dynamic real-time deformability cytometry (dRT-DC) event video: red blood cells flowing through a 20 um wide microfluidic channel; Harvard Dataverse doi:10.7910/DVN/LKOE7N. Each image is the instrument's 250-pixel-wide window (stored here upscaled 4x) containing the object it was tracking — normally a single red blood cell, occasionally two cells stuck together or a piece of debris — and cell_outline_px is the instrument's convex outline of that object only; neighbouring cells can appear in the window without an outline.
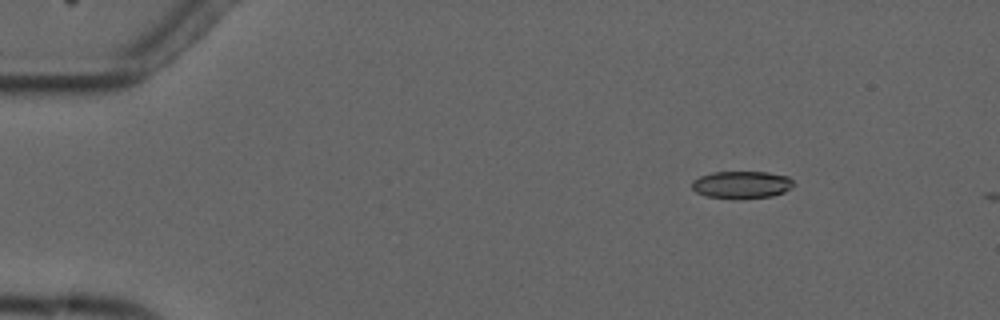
{"species": "common noctule bat (a hibernating species)", "species_latin": "Nyctalus noctula", "temperature_condition": "cold", "stored_images_in_passage": 3, "camera_frame_rate_fps": 3000, "um_per_image_px": 0.085, "animal": {"sex": "male", "forearm_length_mm": 52.5}, "frame": {"image": 1, "passage_image": 2, "time_ms": 1.0, "image_size_px": [1000, 320], "cell_outline_px": [[792, 188], [784, 192], [772, 196], [708, 196], [696, 192], [692, 188], [692, 180], [700, 176], [712, 172], [768, 172], [788, 176], [792, 180]], "centroid_in_image_um": [63.05, 15.65], "position_along_channel_um": 22.0, "area_um2": 15.49}}